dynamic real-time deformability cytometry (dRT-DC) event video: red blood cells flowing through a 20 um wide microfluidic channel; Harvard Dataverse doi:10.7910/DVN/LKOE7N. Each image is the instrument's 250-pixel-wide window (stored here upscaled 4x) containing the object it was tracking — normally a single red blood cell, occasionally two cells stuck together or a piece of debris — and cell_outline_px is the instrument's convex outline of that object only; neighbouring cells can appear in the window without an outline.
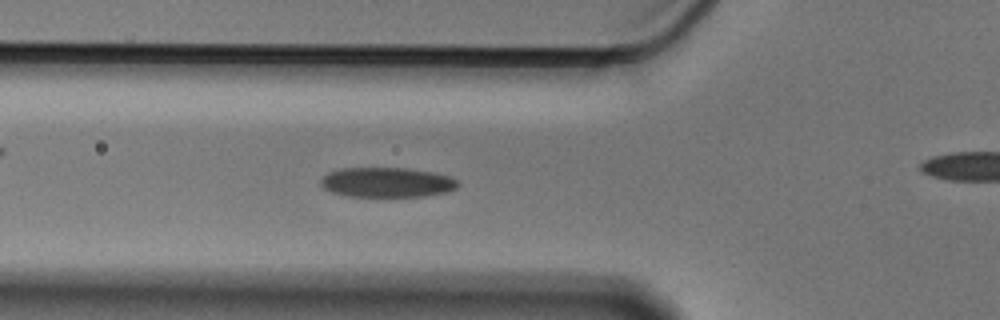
{"species": "Egyptian fruit bat (a non-hibernating species)", "species_latin": "Rousettus aegyptiacus", "temperature_condition": "cold", "stored_images_in_passage": 56, "camera_frame_rate_fps": 3000, "um_per_image_px": 0.085, "animal": {"sex": "male"}, "frame": {"image": 1, "passage_image": 19, "time_ms": 6.0, "image_size_px": [1000, 320], "cell_outline_px": [[460, 184], [456, 188], [448, 192], [424, 196], [348, 196], [332, 192], [324, 188], [320, 184], [320, 180], [328, 172], [340, 168], [408, 168], [436, 172], [452, 176], [460, 180]], "centroid_in_image_um": [32.95, 15.49], "position_along_channel_um": 92.8, "area_um2": 24.16}}
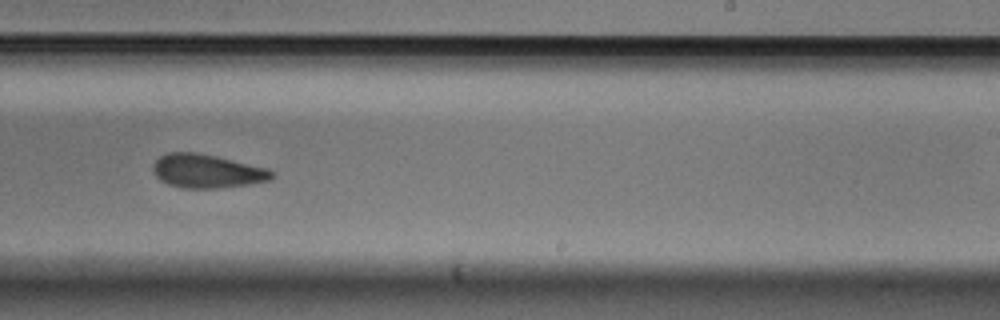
{"frame": {"image": 2, "passage_image": 34, "time_ms": 11.0, "image_size_px": [1000, 320], "cell_outline_px": [[276, 176], [272, 180], [248, 184], [216, 188], [180, 188], [168, 184], [160, 180], [152, 172], [152, 164], [160, 156], [168, 152], [196, 152], [216, 156], [268, 168], [276, 172]], "centroid_in_image_um": [17.6, 14.54], "position_along_channel_um": 271.4, "area_um2": 23.58}}
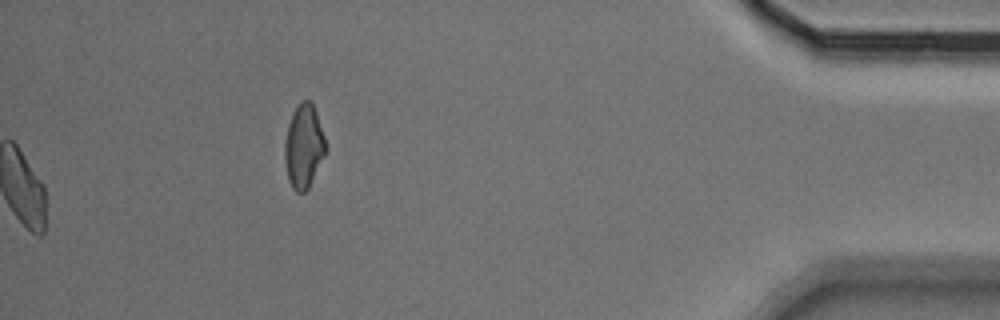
{"frame": {"image": 3, "passage_image": 56, "time_ms": 18.333, "image_size_px": [1000, 320], "cell_outline_px": [[324, 156], [308, 188], [304, 192], [296, 192], [292, 188], [288, 180], [284, 156], [284, 144], [288, 124], [292, 112], [300, 100], [312, 100], [324, 136]], "centroid_in_image_um": [25.79, 12.4], "position_along_channel_um": 409.4, "area_um2": 19.83}, "authors_computed_cell_mechanics": {"area_um2": 23.5535, "velocity_mm_per_s": 3.5578, "shape_relaxation_time_tau1_ms": null, "shape_relaxation_time_tau2_ms": 3.3869, "deformation_change_tau1": null, "deformation_change_tau2": 0.0914}}